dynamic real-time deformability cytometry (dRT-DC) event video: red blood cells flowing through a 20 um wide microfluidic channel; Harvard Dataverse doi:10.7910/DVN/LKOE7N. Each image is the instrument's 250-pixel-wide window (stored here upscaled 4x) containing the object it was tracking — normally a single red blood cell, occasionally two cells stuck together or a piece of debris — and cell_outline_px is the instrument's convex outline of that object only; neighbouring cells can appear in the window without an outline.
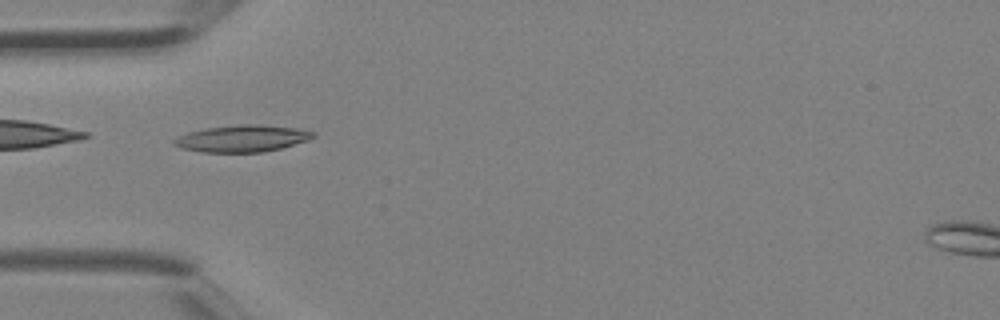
{"species": "Egyptian fruit bat (a non-hibernating species)", "species_latin": "Rousettus aegyptiacus", "temperature_condition": "room temperature", "stored_images_in_passage": 4, "camera_frame_rate_fps": 3000, "um_per_image_px": 0.085, "animal": {"sex": "female"}, "frame": {"image": 1, "passage_image": 4, "time_ms": 1.0, "image_size_px": [1000, 320], "cell_outline_px": [[316, 136], [308, 140], [280, 148], [260, 152], [200, 152], [180, 148], [172, 144], [172, 140], [188, 132], [204, 128], [240, 124], [256, 124], [296, 128], [316, 132]], "centroid_in_image_um": [20.56, 11.77], "position_along_channel_um": 64.4, "area_um2": 21.73}}